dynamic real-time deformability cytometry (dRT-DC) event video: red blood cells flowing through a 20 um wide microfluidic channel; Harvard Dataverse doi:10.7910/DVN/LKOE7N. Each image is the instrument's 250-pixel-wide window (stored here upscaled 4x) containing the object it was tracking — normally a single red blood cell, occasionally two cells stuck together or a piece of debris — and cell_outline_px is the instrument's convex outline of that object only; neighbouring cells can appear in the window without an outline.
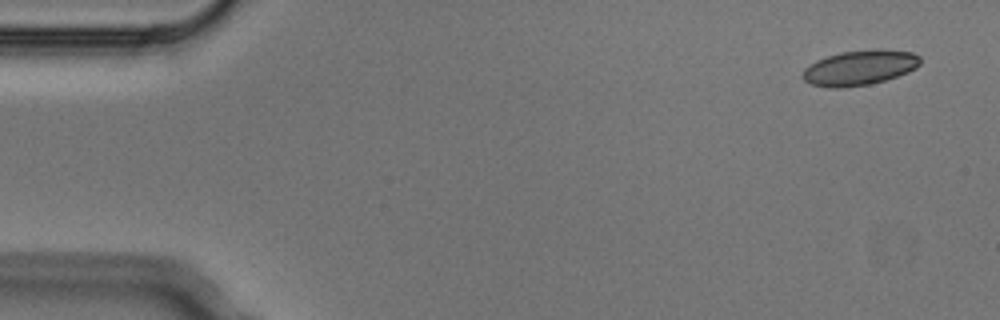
{"species": "Egyptian fruit bat (a non-hibernating species)", "species_latin": "Rousettus aegyptiacus", "temperature_condition": "cold", "stored_images_in_passage": 4, "camera_frame_rate_fps": 3000, "um_per_image_px": 0.085, "animal": {"sex": "male"}, "frame": {"image": 1, "passage_image": 1, "time_ms": 0.0, "image_size_px": [1000, 320], "cell_outline_px": [[920, 64], [916, 68], [908, 72], [884, 80], [868, 84], [840, 88], [828, 88], [812, 84], [804, 80], [800, 76], [804, 68], [816, 60], [840, 52], [872, 48], [880, 48], [912, 52], [920, 56]], "centroid_in_image_um": [73.06, 5.74], "position_along_channel_um": 11.9, "area_um2": 24.22}}
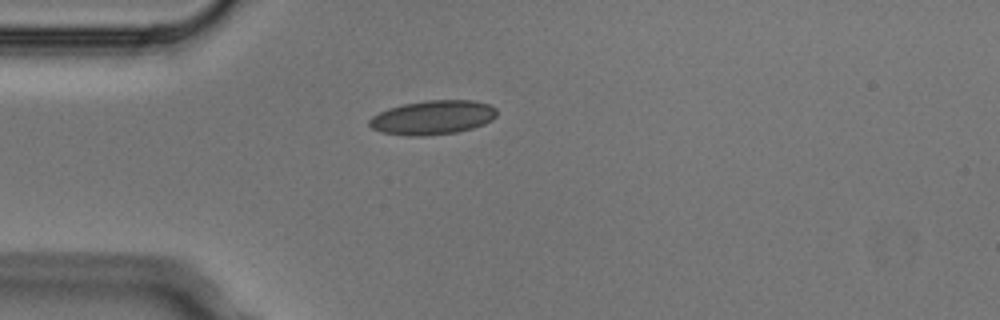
{"frame": {"image": 2, "passage_image": 4, "time_ms": 1.0, "image_size_px": [1000, 320], "cell_outline_px": [[496, 116], [492, 120], [484, 124], [472, 128], [456, 132], [424, 136], [408, 136], [380, 132], [372, 128], [368, 124], [368, 120], [372, 116], [388, 108], [404, 104], [428, 100], [472, 100], [488, 104], [496, 108]], "centroid_in_image_um": [36.76, 9.99], "position_along_channel_um": 48.2, "area_um2": 25.37}}